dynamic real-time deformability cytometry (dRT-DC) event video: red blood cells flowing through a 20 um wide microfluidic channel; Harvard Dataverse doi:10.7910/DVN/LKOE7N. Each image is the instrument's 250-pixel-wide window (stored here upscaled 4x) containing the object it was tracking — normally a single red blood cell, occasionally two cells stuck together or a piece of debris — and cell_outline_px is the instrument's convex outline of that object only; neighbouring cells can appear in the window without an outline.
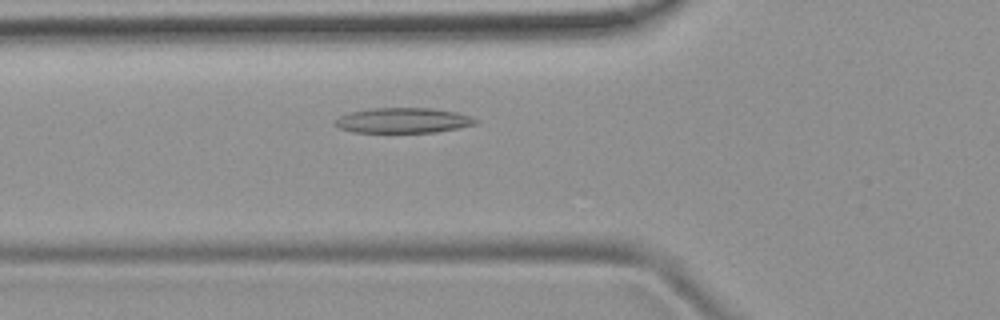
{"species": "common noctule bat (a hibernating species)", "species_latin": "Nyctalus noctula", "temperature_condition": "room temperature", "stored_images_in_passage": 47, "camera_frame_rate_fps": 3000, "um_per_image_px": 0.085, "animal": {"sex": "female", "body_mass_g": 19.9}, "frame": {"image": 1, "passage_image": 14, "time_ms": 4.333, "image_size_px": [1000, 320], "cell_outline_px": [[480, 120], [476, 124], [436, 132], [352, 132], [340, 128], [332, 124], [340, 116], [348, 112], [368, 108], [432, 108], [456, 112]], "centroid_in_image_um": [34.23, 10.23], "position_along_channel_um": 91.6, "area_um2": 20.63}}
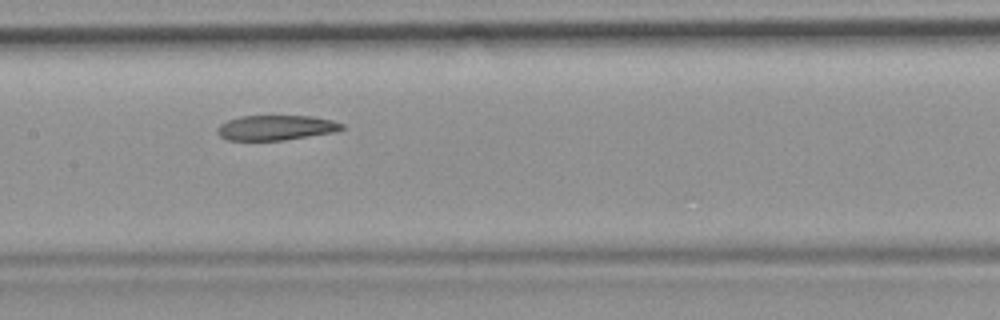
{"frame": {"image": 2, "passage_image": 21, "time_ms": 6.667, "image_size_px": [1000, 320], "cell_outline_px": [[344, 128], [332, 132], [284, 140], [228, 140], [220, 136], [216, 132], [216, 128], [220, 124], [228, 120], [240, 116], [312, 116], [332, 120], [344, 124]], "centroid_in_image_um": [23.42, 10.85], "position_along_channel_um": 184.0, "area_um2": 18.03}}
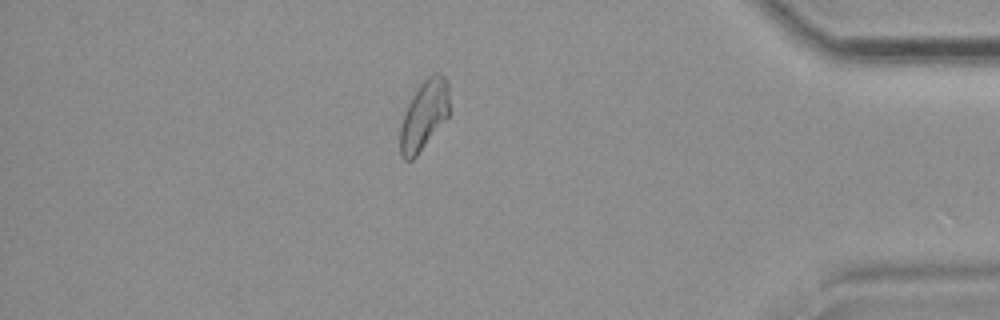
{"frame": {"image": 3, "passage_image": 40, "time_ms": 13.0, "image_size_px": [1000, 320], "cell_outline_px": [[448, 116], [416, 156], [412, 160], [404, 160], [400, 156], [400, 128], [408, 104], [412, 96], [420, 84], [432, 72], [440, 72], [448, 80]], "centroid_in_image_um": [36.04, 9.77], "position_along_channel_um": 399.2, "area_um2": 19.71}, "authors_computed_cell_mechanics": {"area_um2": 20.1722, "velocity_mm_per_s": 3.9519, "shape_relaxation_time_tau1_ms": null, "shape_relaxation_time_tau2_ms": 5.5737, "deformation_change_tau1": null, "deformation_change_tau2": 0.1318}}